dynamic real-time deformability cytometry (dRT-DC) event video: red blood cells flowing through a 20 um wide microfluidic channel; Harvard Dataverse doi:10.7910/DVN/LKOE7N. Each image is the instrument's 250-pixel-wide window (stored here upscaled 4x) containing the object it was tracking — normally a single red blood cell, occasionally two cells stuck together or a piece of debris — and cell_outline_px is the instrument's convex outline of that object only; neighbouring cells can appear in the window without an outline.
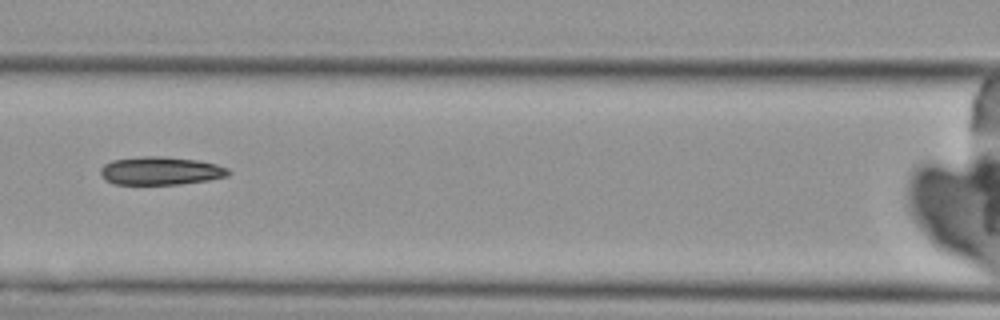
{"species": "Egyptian fruit bat (a non-hibernating species)", "species_latin": "Rousettus aegyptiacus", "temperature_condition": "cold", "stored_images_in_passage": 5, "camera_frame_rate_fps": 3000, "um_per_image_px": 0.085, "animal": {"sex": "female"}, "frame": {"image": 1, "passage_image": 5, "time_ms": 7.333, "image_size_px": [1000, 320], "cell_outline_px": [[232, 172], [228, 176], [208, 180], [180, 184], [112, 184], [104, 180], [100, 172], [100, 168], [104, 164], [112, 160], [140, 156], [160, 156], [196, 160], [216, 164], [228, 168]], "centroid_in_image_um": [13.63, 14.52], "position_along_channel_um": 153.0, "area_um2": 21.1}}